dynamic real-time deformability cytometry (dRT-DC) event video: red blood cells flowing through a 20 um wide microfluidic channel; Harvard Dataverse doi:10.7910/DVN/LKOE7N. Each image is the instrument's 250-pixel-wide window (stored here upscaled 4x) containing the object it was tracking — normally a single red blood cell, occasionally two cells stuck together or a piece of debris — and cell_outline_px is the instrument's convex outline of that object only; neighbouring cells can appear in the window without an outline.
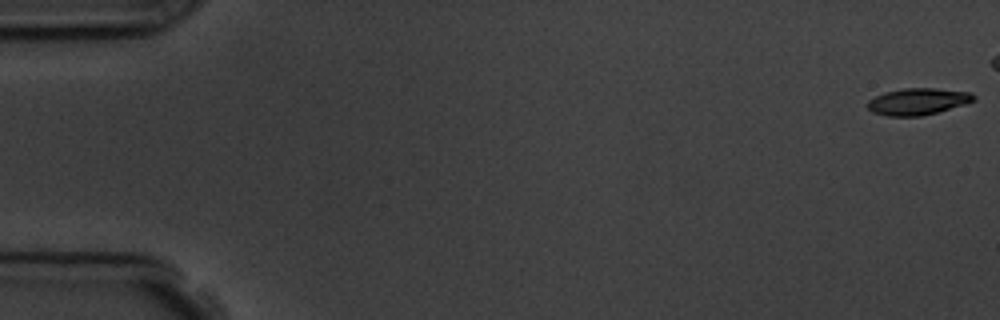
{"species": "common noctule bat (a hibernating species)", "species_latin": "Nyctalus noctula", "temperature_condition": "room temperature", "stored_images_in_passage": 11, "camera_frame_rate_fps": 3000, "um_per_image_px": 0.085, "animal": {"sex": "male", "body_mass_g": 19.5, "forearm_length_mm": 54.6}, "frame": {"image": 1, "passage_image": 1, "time_ms": 0.0, "image_size_px": [1000, 320], "cell_outline_px": [[976, 100], [964, 104], [936, 112], [920, 116], [888, 116], [872, 112], [868, 108], [868, 100], [884, 92], [904, 88], [936, 88], [972, 92], [976, 96]], "centroid_in_image_um": [78.03, 8.61], "position_along_channel_um": 7.0, "area_um2": 16.47}}
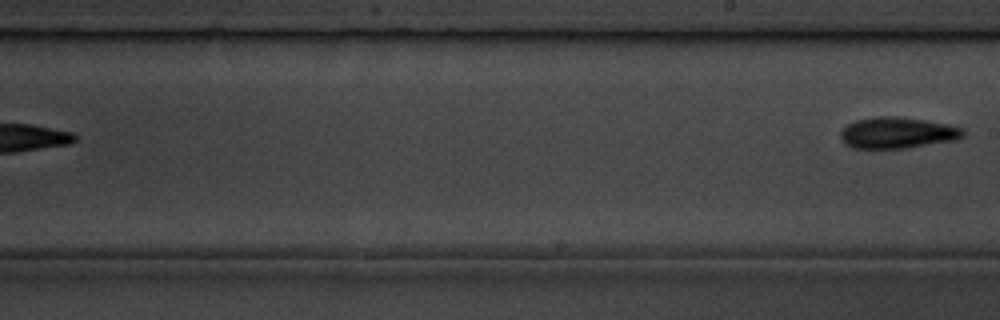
{"frame": {"image": 2, "passage_image": 11, "time_ms": 11.333, "image_size_px": [1000, 320], "cell_outline_px": [[964, 136], [956, 140], [908, 148], [852, 148], [844, 144], [840, 136], [840, 128], [856, 120], [880, 116], [896, 116], [924, 120], [948, 124], [964, 128]], "centroid_in_image_um": [76.27, 11.29], "position_along_channel_um": 212.7, "area_um2": 22.48}}